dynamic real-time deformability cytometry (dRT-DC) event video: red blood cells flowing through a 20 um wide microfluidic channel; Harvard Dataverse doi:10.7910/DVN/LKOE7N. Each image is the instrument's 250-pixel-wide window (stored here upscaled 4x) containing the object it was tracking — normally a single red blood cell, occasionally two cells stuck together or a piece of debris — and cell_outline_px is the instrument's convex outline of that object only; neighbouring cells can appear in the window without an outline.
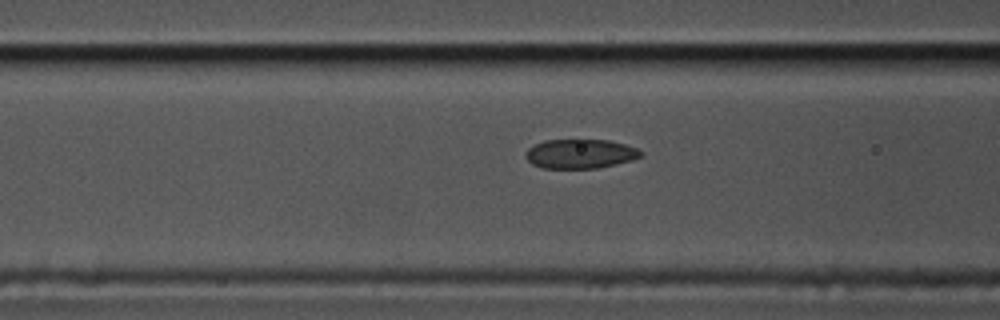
{"species": "common noctule bat (a hibernating species)", "species_latin": "Nyctalus noctula", "temperature_condition": "cold", "stored_images_in_passage": 20, "camera_frame_rate_fps": 3000, "um_per_image_px": 0.085, "animal": {"sex": "male", "body_mass_g": 17.5, "forearm_length_mm": 52.3}, "frame": {"image": 1, "passage_image": 17, "time_ms": 5.333, "image_size_px": [1000, 320], "cell_outline_px": [[644, 152], [640, 156], [632, 160], [616, 164], [596, 168], [544, 168], [532, 164], [524, 156], [524, 152], [528, 148], [544, 140], [608, 140], [624, 144], [636, 148]], "centroid_in_image_um": [49.3, 13.07], "position_along_channel_um": 117.3, "area_um2": 19.59}}